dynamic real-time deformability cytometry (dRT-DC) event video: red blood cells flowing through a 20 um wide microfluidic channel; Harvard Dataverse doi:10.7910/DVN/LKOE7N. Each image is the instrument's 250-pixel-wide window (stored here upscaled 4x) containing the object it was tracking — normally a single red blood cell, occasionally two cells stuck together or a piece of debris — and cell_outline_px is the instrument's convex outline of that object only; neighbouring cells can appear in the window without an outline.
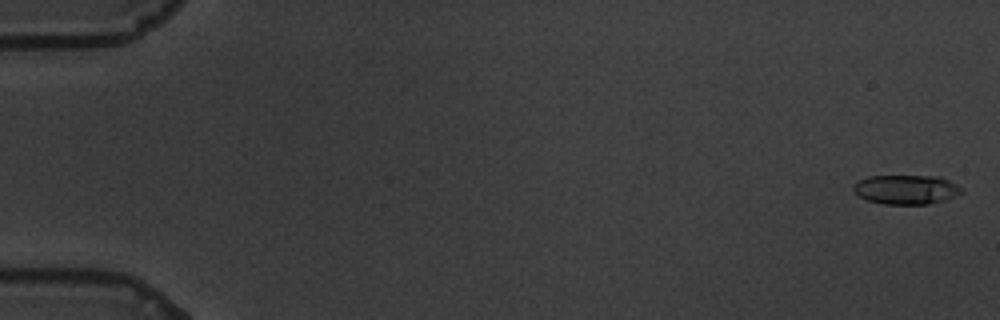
{"species": "common noctule bat (a hibernating species)", "species_latin": "Nyctalus noctula", "temperature_condition": "warm", "stored_images_in_passage": 60, "camera_frame_rate_fps": 3000, "um_per_image_px": 0.085, "animal": {"sex": "male", "body_mass_g": 19.5, "forearm_length_mm": 54.6}, "frame": {"image": 1, "passage_image": 2, "time_ms": 0.333, "image_size_px": [1000, 320], "cell_outline_px": [[960, 192], [956, 196], [944, 200], [928, 204], [884, 204], [868, 200], [860, 196], [852, 188], [860, 180], [868, 176], [936, 176], [948, 180], [956, 184], [960, 188]], "centroid_in_image_um": [77.02, 16.11], "position_along_channel_um": 8.0, "area_um2": 18.15}}
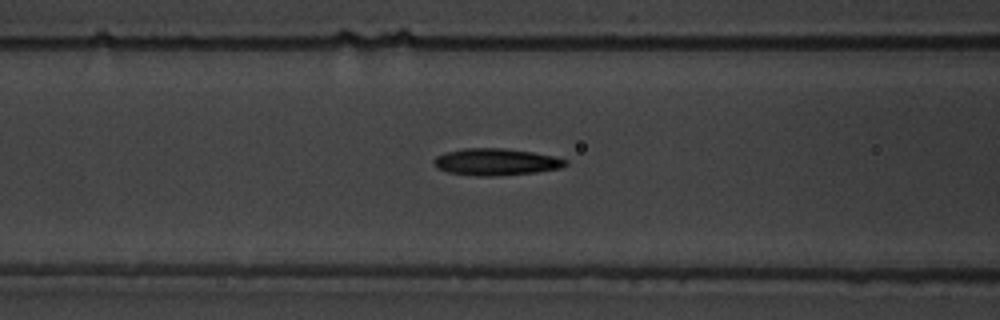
{"frame": {"image": 2, "passage_image": 26, "time_ms": 8.333, "image_size_px": [1000, 320], "cell_outline_px": [[568, 164], [560, 168], [536, 172], [496, 176], [476, 176], [448, 172], [436, 168], [432, 164], [432, 160], [436, 156], [444, 152], [464, 148], [504, 148], [532, 152], [552, 156], [568, 160]], "centroid_in_image_um": [42.1, 13.76], "position_along_channel_um": 124.5, "area_um2": 20.75}}
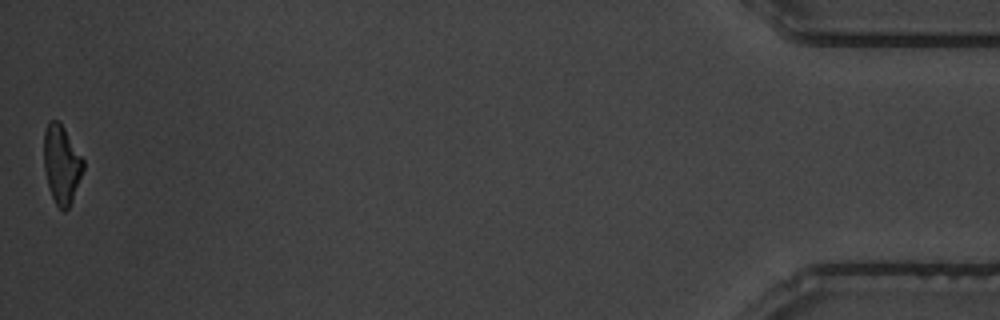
{"frame": {"image": 3, "passage_image": 60, "time_ms": 19.667, "image_size_px": [1000, 320], "cell_outline_px": [[84, 168], [72, 200], [68, 208], [64, 212], [56, 204], [52, 196], [48, 184], [44, 168], [44, 132], [48, 120], [60, 120], [84, 160]], "centroid_in_image_um": [5.23, 13.92], "position_along_channel_um": 430.0, "area_um2": 17.98}, "authors_computed_cell_mechanics": {"area_um2": 19.4208, "velocity_mm_per_s": 3.4819, "shape_relaxation_time_tau1_ms": 3.9838, "shape_relaxation_time_tau2_ms": 2.1983, "deformation_change_tau1": 0.1767, "deformation_change_tau2": 0.1086}}